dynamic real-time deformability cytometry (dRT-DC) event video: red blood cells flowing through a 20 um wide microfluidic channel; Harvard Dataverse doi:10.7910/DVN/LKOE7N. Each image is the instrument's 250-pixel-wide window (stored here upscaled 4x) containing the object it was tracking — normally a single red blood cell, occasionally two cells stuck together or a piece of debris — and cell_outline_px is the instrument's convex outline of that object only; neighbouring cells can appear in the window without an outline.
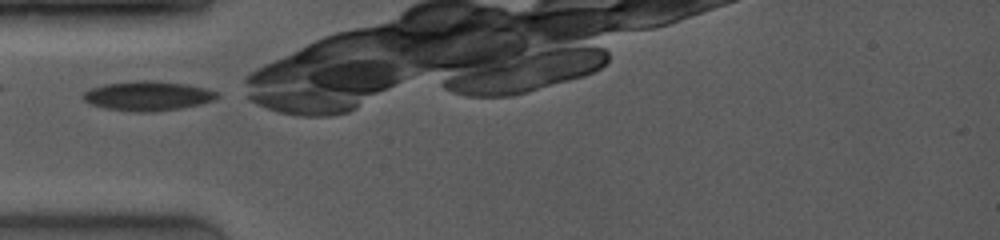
{"species": "common noctule bat (a hibernating species)", "species_latin": "Nyctalus noctula", "temperature_condition": "room temperature", "stored_images_in_passage": 2, "camera_frame_rate_fps": 4000, "um_per_image_px": 0.085, "animal": {"sex": "female", "body_mass_g": 19.0, "forearm_length_mm": 53.3}, "frame": {"image": 1, "passage_image": 1, "time_ms": 0.0, "image_size_px": [1000, 240], "cell_outline_px": [[220, 96], [212, 100], [200, 104], [180, 108], [152, 112], [136, 112], [108, 108], [92, 104], [84, 100], [84, 92], [92, 88], [104, 84], [140, 80], [156, 80], [184, 84], [204, 88], [216, 92]], "centroid_in_image_um": [12.57, 8.14], "position_along_channel_um": 72.4, "area_um2": 22.66}}